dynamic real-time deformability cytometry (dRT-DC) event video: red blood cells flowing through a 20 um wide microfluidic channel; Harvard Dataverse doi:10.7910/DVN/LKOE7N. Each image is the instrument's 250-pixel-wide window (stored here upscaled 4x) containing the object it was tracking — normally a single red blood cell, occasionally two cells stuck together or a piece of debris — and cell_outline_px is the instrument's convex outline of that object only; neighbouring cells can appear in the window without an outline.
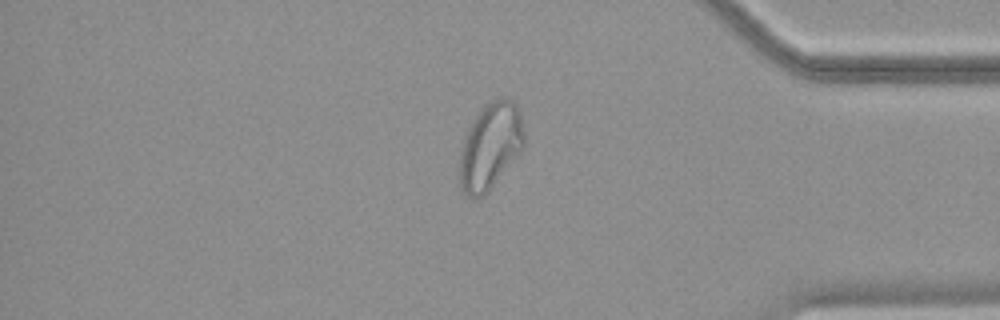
{"species": "common noctule bat (a hibernating species)", "species_latin": "Nyctalus noctula", "temperature_condition": "warm", "stored_images_in_passage": 39, "camera_frame_rate_fps": 3000, "um_per_image_px": 0.085, "animal": {"sex": "female", "body_mass_g": 18.4}, "frame": {"image": 1, "passage_image": 34, "time_ms": 11.0, "image_size_px": [1000, 320], "cell_outline_px": [[524, 148], [488, 192], [476, 200], [468, 196], [460, 188], [456, 176], [460, 148], [464, 136], [472, 120], [480, 108], [492, 100], [512, 100], [516, 104], [520, 112], [524, 136]], "centroid_in_image_um": [41.61, 12.49], "position_along_channel_um": 393.6, "area_um2": 33.12}}